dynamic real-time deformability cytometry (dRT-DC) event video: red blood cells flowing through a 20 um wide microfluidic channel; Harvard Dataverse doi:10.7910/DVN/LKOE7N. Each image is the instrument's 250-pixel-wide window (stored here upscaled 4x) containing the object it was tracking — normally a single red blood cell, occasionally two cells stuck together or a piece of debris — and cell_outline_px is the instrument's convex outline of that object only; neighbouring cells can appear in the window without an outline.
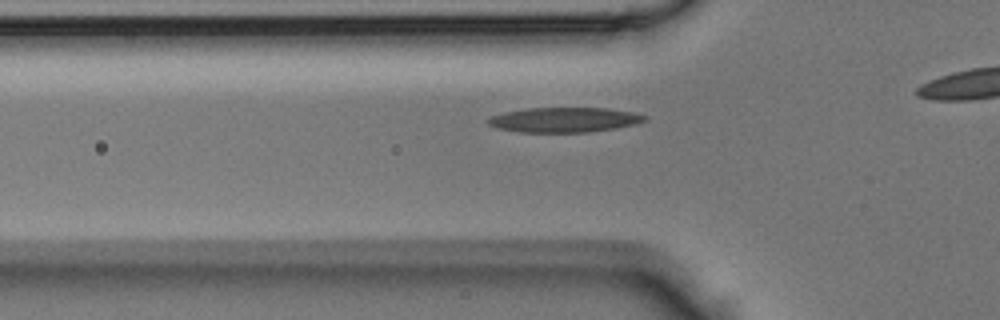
{"species": "Egyptian fruit bat (a non-hibernating species)", "species_latin": "Rousettus aegyptiacus", "temperature_condition": "room temperature", "stored_images_in_passage": 26, "camera_frame_rate_fps": 3000, "um_per_image_px": 0.085, "animal": {"sex": "male"}, "frame": {"image": 1, "passage_image": 5, "time_ms": 1.333, "image_size_px": [1000, 320], "cell_outline_px": [[648, 120], [636, 124], [616, 128], [588, 132], [520, 132], [500, 128], [488, 124], [484, 120], [492, 116], [504, 112], [524, 108], [608, 108], [636, 112], [648, 116]], "centroid_in_image_um": [48.02, 10.17], "position_along_channel_um": 77.8, "area_um2": 22.89}}
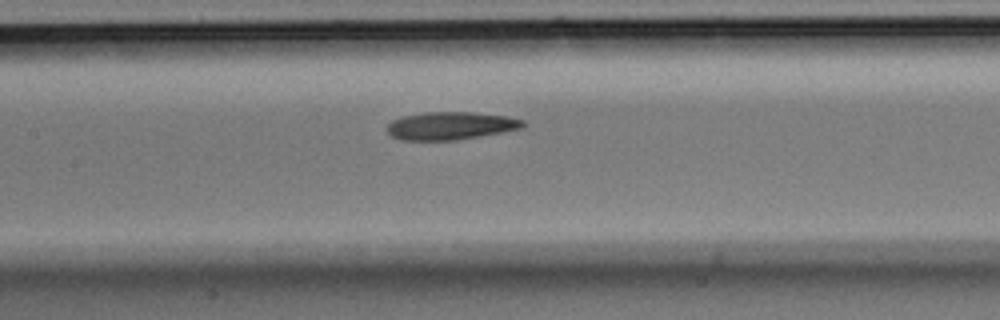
{"frame": {"image": 2, "passage_image": 11, "time_ms": 3.333, "image_size_px": [1000, 320], "cell_outline_px": [[524, 124], [520, 128], [500, 132], [456, 140], [400, 140], [392, 136], [388, 132], [388, 124], [392, 120], [404, 116], [424, 112], [472, 112], [504, 116], [524, 120]], "centroid_in_image_um": [38.25, 10.69], "position_along_channel_um": 169.2, "area_um2": 21.68}}
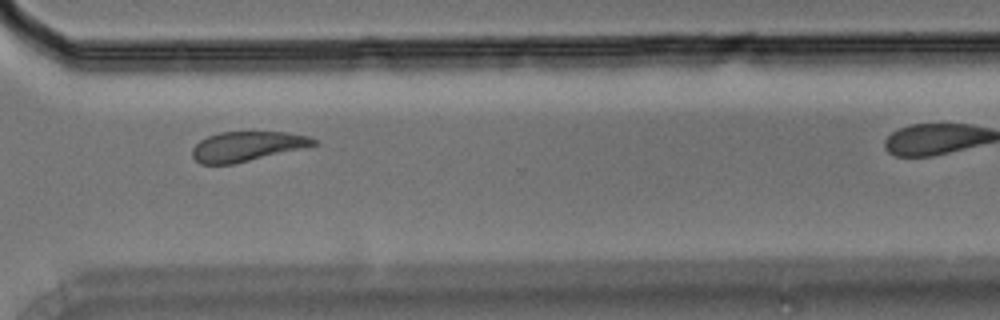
{"frame": {"image": 3, "passage_image": 23, "time_ms": 7.333, "image_size_px": [1000, 320], "cell_outline_px": [[316, 144], [304, 148], [232, 164], [200, 164], [192, 156], [192, 148], [200, 140], [208, 136], [220, 132], [288, 132], [308, 136], [316, 140]], "centroid_in_image_um": [20.98, 12.43], "position_along_channel_um": 349.6, "area_um2": 20.87}}